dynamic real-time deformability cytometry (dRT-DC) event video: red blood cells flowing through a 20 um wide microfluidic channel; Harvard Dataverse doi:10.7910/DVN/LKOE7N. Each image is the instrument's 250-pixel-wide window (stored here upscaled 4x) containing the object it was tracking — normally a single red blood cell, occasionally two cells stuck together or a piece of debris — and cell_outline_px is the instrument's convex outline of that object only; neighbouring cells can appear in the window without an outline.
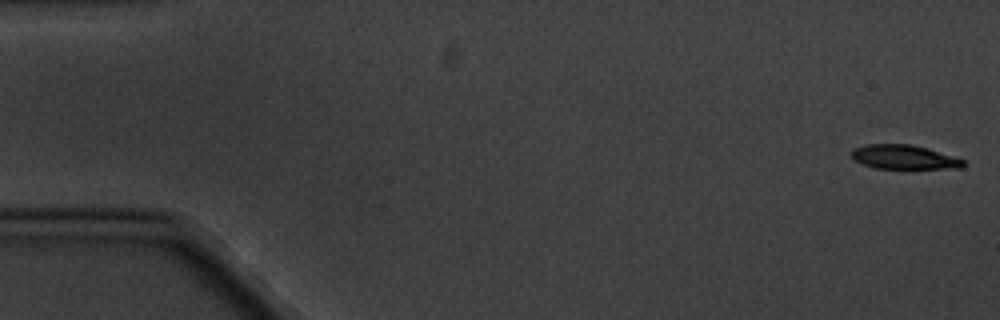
{"species": "common noctule bat (a hibernating species)", "species_latin": "Nyctalus noctula", "temperature_condition": "cold", "stored_images_in_passage": 7, "camera_frame_rate_fps": 3000, "um_per_image_px": 0.085, "animal": {"sex": "male", "body_mass_g": 20.1, "forearm_length_mm": 53.5}, "frame": {"image": 1, "passage_image": 1, "time_ms": 0.0, "image_size_px": [1000, 320], "cell_outline_px": [[964, 168], [876, 168], [852, 160], [848, 152], [852, 148], [864, 144], [912, 144], [928, 148], [964, 160]], "centroid_in_image_um": [76.76, 13.34], "position_along_channel_um": 8.2, "area_um2": 15.9}}
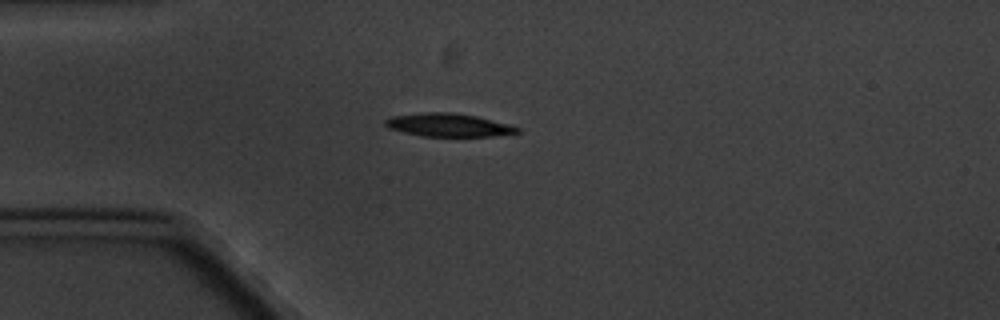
{"frame": {"image": 2, "passage_image": 5, "time_ms": 4.667, "image_size_px": [1000, 320], "cell_outline_px": [[520, 132], [492, 136], [424, 136], [404, 132], [388, 128], [384, 124], [384, 120], [392, 116], [424, 112], [452, 112], [476, 116], [508, 124], [520, 128]], "centroid_in_image_um": [38.09, 10.62], "position_along_channel_um": 46.9, "area_um2": 17.69}}
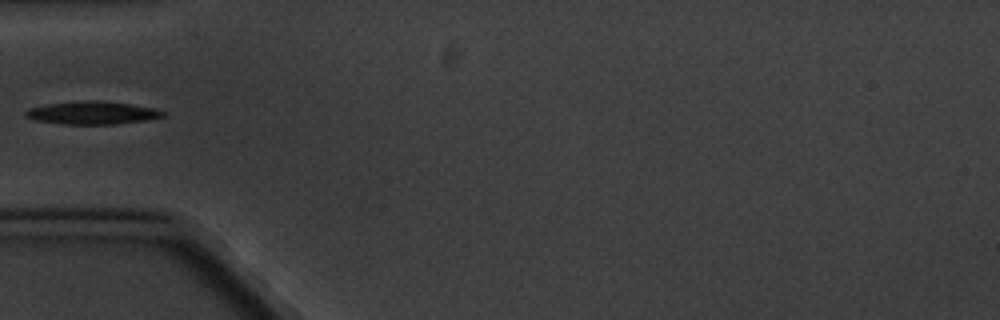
{"frame": {"image": 3, "passage_image": 6, "time_ms": 6.0, "image_size_px": [1000, 320], "cell_outline_px": [[168, 112], [164, 116], [148, 120], [116, 124], [60, 124], [36, 120], [24, 116], [24, 112], [28, 108], [44, 104], [84, 100], [100, 100], [132, 104], [156, 108]], "centroid_in_image_um": [7.87, 9.58], "position_along_channel_um": 77.1, "area_um2": 18.73}}